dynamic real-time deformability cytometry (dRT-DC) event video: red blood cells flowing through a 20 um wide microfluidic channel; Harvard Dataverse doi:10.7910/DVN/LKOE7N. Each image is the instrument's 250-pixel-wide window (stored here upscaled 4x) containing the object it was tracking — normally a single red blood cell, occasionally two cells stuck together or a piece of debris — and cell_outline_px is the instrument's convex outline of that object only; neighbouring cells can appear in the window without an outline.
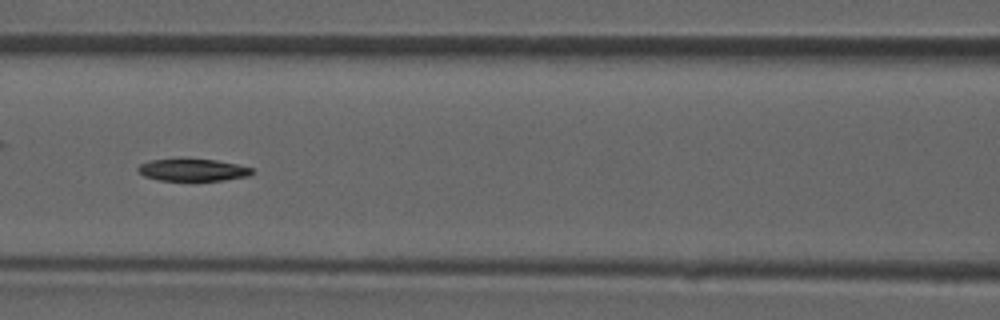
{"species": "common noctule bat (a hibernating species)", "species_latin": "Nyctalus noctula", "temperature_condition": "room temperature", "stored_images_in_passage": 46, "camera_frame_rate_fps": 3000, "um_per_image_px": 0.085, "animal": {"sex": "male", "forearm_length_mm": 52.5}, "frame": {"image": 1, "passage_image": 20, "time_ms": 6.333, "image_size_px": [1000, 320], "cell_outline_px": [[252, 172], [248, 176], [224, 180], [160, 180], [144, 176], [136, 168], [140, 164], [148, 160], [216, 160], [236, 164], [252, 168]], "centroid_in_image_um": [16.37, 14.45], "position_along_channel_um": 150.2, "area_um2": 14.28}}